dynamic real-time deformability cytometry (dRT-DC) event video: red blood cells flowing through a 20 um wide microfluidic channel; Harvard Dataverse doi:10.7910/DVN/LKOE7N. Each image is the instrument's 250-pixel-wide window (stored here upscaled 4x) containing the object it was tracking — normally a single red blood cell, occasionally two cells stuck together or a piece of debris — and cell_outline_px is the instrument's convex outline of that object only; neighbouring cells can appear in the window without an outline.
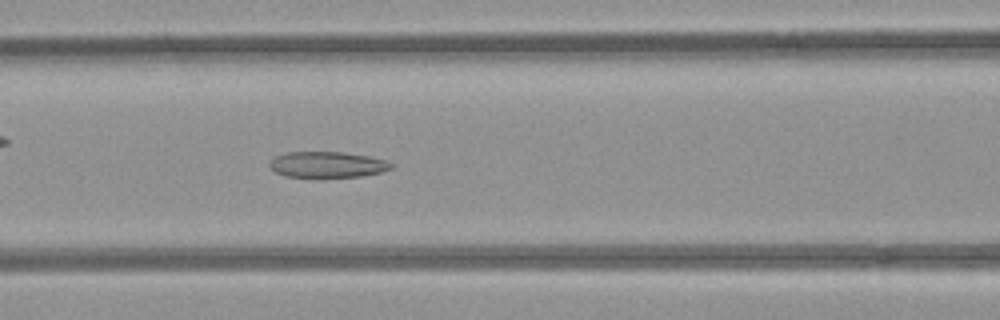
{"species": "common noctule bat (a hibernating species)", "species_latin": "Nyctalus noctula", "temperature_condition": "room temperature", "stored_images_in_passage": 52, "camera_frame_rate_fps": 3000, "um_per_image_px": 0.085, "animal": {"sex": "female", "body_mass_g": 21.9}, "frame": {"image": 1, "passage_image": 22, "time_ms": 7.0, "image_size_px": [1000, 320], "cell_outline_px": [[392, 168], [380, 172], [360, 176], [324, 180], [312, 180], [284, 176], [276, 172], [268, 164], [276, 156], [288, 152], [344, 152], [368, 156], [384, 160], [392, 164]], "centroid_in_image_um": [27.78, 14.05], "position_along_channel_um": 138.8, "area_um2": 19.13}}
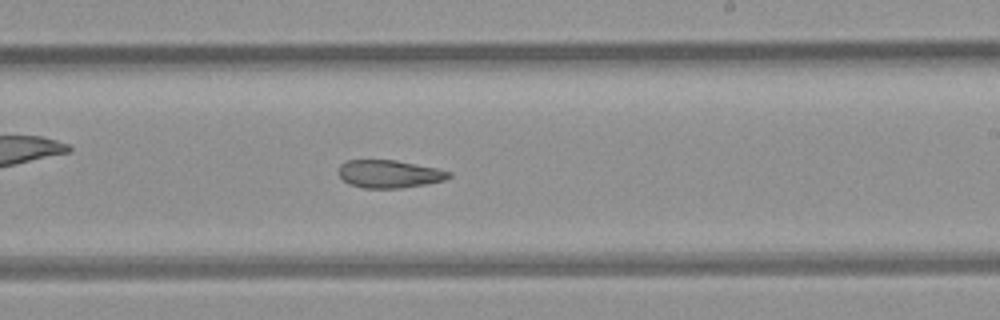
{"frame": {"image": 2, "passage_image": 31, "time_ms": 10.0, "image_size_px": [1000, 320], "cell_outline_px": [[452, 176], [444, 180], [428, 184], [400, 188], [364, 188], [348, 184], [340, 176], [340, 164], [348, 160], [396, 160], [436, 168], [452, 172]], "centroid_in_image_um": [33.12, 14.79], "position_along_channel_um": 255.9, "area_um2": 17.86}}
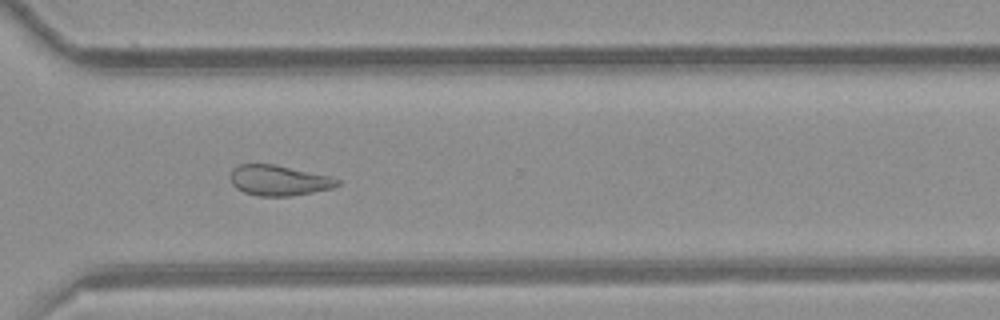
{"frame": {"image": 3, "passage_image": 38, "time_ms": 12.333, "image_size_px": [1000, 320], "cell_outline_px": [[340, 184], [332, 188], [292, 196], [260, 196], [244, 192], [236, 188], [232, 184], [232, 168], [240, 164], [272, 164], [328, 176], [340, 180]], "centroid_in_image_um": [23.69, 15.34], "position_along_channel_um": 346.9, "area_um2": 18.61}, "authors_computed_cell_mechanics": {"area_um2": 21.5305, "velocity_mm_per_s": 3.907, "shape_relaxation_time_tau1_ms": null, "shape_relaxation_time_tau2_ms": 6.207, "deformation_change_tau1": null, "deformation_change_tau2": 0.1341}}